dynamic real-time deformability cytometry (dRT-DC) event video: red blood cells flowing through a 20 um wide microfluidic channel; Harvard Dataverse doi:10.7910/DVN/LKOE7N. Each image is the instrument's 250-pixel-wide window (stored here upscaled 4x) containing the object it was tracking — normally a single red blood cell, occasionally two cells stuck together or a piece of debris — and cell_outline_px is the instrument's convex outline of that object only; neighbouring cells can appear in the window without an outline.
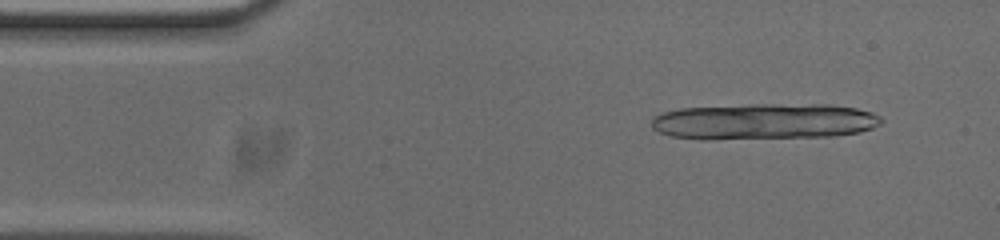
{"species": "common noctule bat (a hibernating species)", "species_latin": "Nyctalus noctula", "temperature_condition": "cold", "stored_images_in_passage": 9, "camera_frame_rate_fps": 3000, "um_per_image_px": 0.085, "animal": {"sex": "male", "body_mass_g": 20.0, "forearm_length_mm": 53.3}, "frame": {"image": 1, "passage_image": 4, "time_ms": 1.0, "image_size_px": [1000, 240], "cell_outline_px": [[864, 128], [852, 132], [784, 136], [768, 136], [676, 112], [696, 108], [848, 108], [864, 112]], "centroid_in_image_um": [66.68, 10.19], "position_along_channel_um": 18.3, "area_um2": 28.03}}